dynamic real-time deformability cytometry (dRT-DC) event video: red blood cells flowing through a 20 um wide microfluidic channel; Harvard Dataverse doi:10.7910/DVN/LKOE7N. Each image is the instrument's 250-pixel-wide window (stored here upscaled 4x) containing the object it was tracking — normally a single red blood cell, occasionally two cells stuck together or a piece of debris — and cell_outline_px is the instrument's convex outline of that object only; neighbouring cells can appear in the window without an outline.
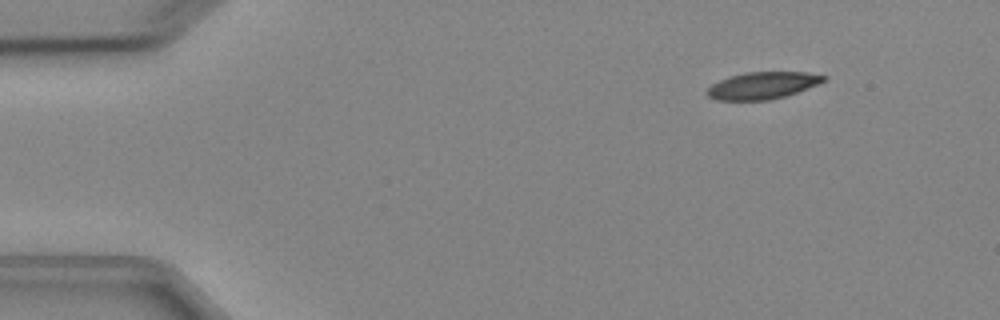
{"species": "Egyptian fruit bat (a non-hibernating species)", "species_latin": "Rousettus aegyptiacus", "temperature_condition": "cold", "stored_images_in_passage": 4, "segment_of_instrument_passage": [1, 2], "camera_frame_rate_fps": 3000, "um_per_image_px": 0.085, "animal": {"sex": "female"}, "frame": {"image": 1, "passage_image": 1, "time_ms": 0.0, "image_size_px": [1000, 320], "cell_outline_px": [[828, 76], [824, 80], [816, 84], [796, 92], [784, 96], [768, 100], [716, 100], [708, 96], [704, 92], [712, 84], [728, 76], [744, 72], [804, 72]], "centroid_in_image_um": [64.74, 7.26], "position_along_channel_um": 20.3, "area_um2": 18.21}}
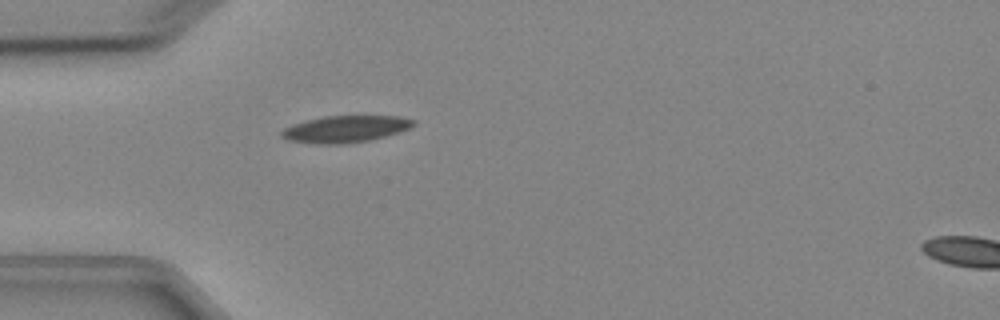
{"frame": {"image": 2, "passage_image": 3, "time_ms": 3.0, "image_size_px": [1000, 320], "cell_outline_px": [[416, 124], [408, 128], [384, 136], [368, 140], [344, 144], [316, 144], [288, 140], [280, 136], [280, 132], [284, 128], [292, 124], [324, 116], [400, 116], [416, 120]], "centroid_in_image_um": [29.32, 10.96], "position_along_channel_um": 55.7, "area_um2": 20.46}}